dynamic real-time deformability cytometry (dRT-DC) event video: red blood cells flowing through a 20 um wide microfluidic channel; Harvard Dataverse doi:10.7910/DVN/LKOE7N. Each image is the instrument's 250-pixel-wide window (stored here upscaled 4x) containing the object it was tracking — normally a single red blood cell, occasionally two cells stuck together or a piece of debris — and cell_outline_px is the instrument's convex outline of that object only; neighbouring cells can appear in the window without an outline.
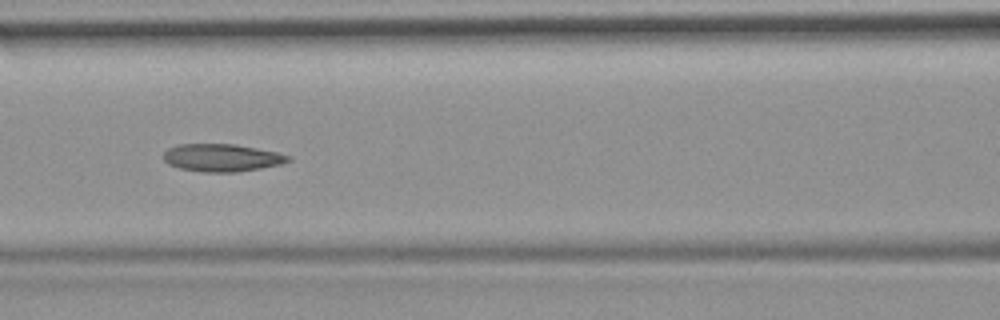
{"species": "common noctule bat (a hibernating species)", "species_latin": "Nyctalus noctula", "temperature_condition": "room temperature", "stored_images_in_passage": 38, "camera_frame_rate_fps": 3000, "um_per_image_px": 0.085, "animal": {"sex": "female", "body_mass_g": 19.9}, "frame": {"image": 1, "passage_image": 17, "time_ms": 5.333, "image_size_px": [1000, 320], "cell_outline_px": [[292, 160], [280, 164], [260, 168], [236, 172], [200, 172], [180, 168], [168, 164], [164, 160], [164, 152], [168, 148], [180, 144], [236, 144], [276, 152], [292, 156]], "centroid_in_image_um": [18.86, 13.4], "position_along_channel_um": 147.7, "area_um2": 20.06}}